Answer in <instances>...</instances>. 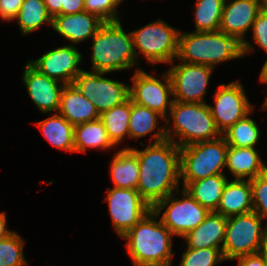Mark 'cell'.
<instances>
[{"label":"cell","instance_id":"1","mask_svg":"<svg viewBox=\"0 0 267 266\" xmlns=\"http://www.w3.org/2000/svg\"><path fill=\"white\" fill-rule=\"evenodd\" d=\"M139 163L137 190L153 207L157 202L180 190V147L171 140L149 143L142 151L131 148Z\"/></svg>","mask_w":267,"mask_h":266},{"label":"cell","instance_id":"2","mask_svg":"<svg viewBox=\"0 0 267 266\" xmlns=\"http://www.w3.org/2000/svg\"><path fill=\"white\" fill-rule=\"evenodd\" d=\"M253 50V46L246 39L227 35L220 30L191 33L180 31L176 59L214 68L217 64L239 59Z\"/></svg>","mask_w":267,"mask_h":266},{"label":"cell","instance_id":"3","mask_svg":"<svg viewBox=\"0 0 267 266\" xmlns=\"http://www.w3.org/2000/svg\"><path fill=\"white\" fill-rule=\"evenodd\" d=\"M151 210L121 238L134 266H172V232Z\"/></svg>","mask_w":267,"mask_h":266},{"label":"cell","instance_id":"4","mask_svg":"<svg viewBox=\"0 0 267 266\" xmlns=\"http://www.w3.org/2000/svg\"><path fill=\"white\" fill-rule=\"evenodd\" d=\"M92 41L91 71L110 73L137 65L132 34L123 30L120 20L104 22Z\"/></svg>","mask_w":267,"mask_h":266},{"label":"cell","instance_id":"5","mask_svg":"<svg viewBox=\"0 0 267 266\" xmlns=\"http://www.w3.org/2000/svg\"><path fill=\"white\" fill-rule=\"evenodd\" d=\"M170 119H172L171 131L173 132L169 127ZM164 122H166L164 124L166 138L179 147L214 140L222 135L216 127L207 103L173 101Z\"/></svg>","mask_w":267,"mask_h":266},{"label":"cell","instance_id":"6","mask_svg":"<svg viewBox=\"0 0 267 266\" xmlns=\"http://www.w3.org/2000/svg\"><path fill=\"white\" fill-rule=\"evenodd\" d=\"M228 144L221 135L209 141L193 143L180 147V178L183 188L191 181L224 174Z\"/></svg>","mask_w":267,"mask_h":266},{"label":"cell","instance_id":"7","mask_svg":"<svg viewBox=\"0 0 267 266\" xmlns=\"http://www.w3.org/2000/svg\"><path fill=\"white\" fill-rule=\"evenodd\" d=\"M131 34L136 58L142 53L151 65L173 64L177 57L180 30L158 19Z\"/></svg>","mask_w":267,"mask_h":266},{"label":"cell","instance_id":"8","mask_svg":"<svg viewBox=\"0 0 267 266\" xmlns=\"http://www.w3.org/2000/svg\"><path fill=\"white\" fill-rule=\"evenodd\" d=\"M262 220L254 211L227 217L222 248L226 261L258 253L267 229V223L266 226H263Z\"/></svg>","mask_w":267,"mask_h":266},{"label":"cell","instance_id":"9","mask_svg":"<svg viewBox=\"0 0 267 266\" xmlns=\"http://www.w3.org/2000/svg\"><path fill=\"white\" fill-rule=\"evenodd\" d=\"M179 192H182L180 200L179 197H174V194H179ZM165 208L160 221L173 235L181 237L203 222L210 212L201 206L184 188L182 191L178 190L157 202L152 210L159 216Z\"/></svg>","mask_w":267,"mask_h":266},{"label":"cell","instance_id":"10","mask_svg":"<svg viewBox=\"0 0 267 266\" xmlns=\"http://www.w3.org/2000/svg\"><path fill=\"white\" fill-rule=\"evenodd\" d=\"M129 86L130 99L135 104L145 106L163 117L165 121L169 115L173 98L172 82L168 72H164L162 80L137 68Z\"/></svg>","mask_w":267,"mask_h":266},{"label":"cell","instance_id":"11","mask_svg":"<svg viewBox=\"0 0 267 266\" xmlns=\"http://www.w3.org/2000/svg\"><path fill=\"white\" fill-rule=\"evenodd\" d=\"M107 73L82 70L73 85L91 100L101 114L130 98L129 85L103 77Z\"/></svg>","mask_w":267,"mask_h":266},{"label":"cell","instance_id":"12","mask_svg":"<svg viewBox=\"0 0 267 266\" xmlns=\"http://www.w3.org/2000/svg\"><path fill=\"white\" fill-rule=\"evenodd\" d=\"M107 190L106 201L113 228L119 237H122L150 212L152 207L136 189L108 187Z\"/></svg>","mask_w":267,"mask_h":266},{"label":"cell","instance_id":"13","mask_svg":"<svg viewBox=\"0 0 267 266\" xmlns=\"http://www.w3.org/2000/svg\"><path fill=\"white\" fill-rule=\"evenodd\" d=\"M248 100L239 80L218 87L214 95L215 106H208L221 134L254 110Z\"/></svg>","mask_w":267,"mask_h":266},{"label":"cell","instance_id":"14","mask_svg":"<svg viewBox=\"0 0 267 266\" xmlns=\"http://www.w3.org/2000/svg\"><path fill=\"white\" fill-rule=\"evenodd\" d=\"M213 67L181 62L167 72L171 78L173 101L206 103L204 95Z\"/></svg>","mask_w":267,"mask_h":266},{"label":"cell","instance_id":"15","mask_svg":"<svg viewBox=\"0 0 267 266\" xmlns=\"http://www.w3.org/2000/svg\"><path fill=\"white\" fill-rule=\"evenodd\" d=\"M82 57L76 46L71 44L50 50L40 58L28 62L40 73L67 85L72 84L82 71L79 68Z\"/></svg>","mask_w":267,"mask_h":266},{"label":"cell","instance_id":"16","mask_svg":"<svg viewBox=\"0 0 267 266\" xmlns=\"http://www.w3.org/2000/svg\"><path fill=\"white\" fill-rule=\"evenodd\" d=\"M22 80L27 94L41 113L58 112L65 84L40 73L29 62L25 66Z\"/></svg>","mask_w":267,"mask_h":266},{"label":"cell","instance_id":"17","mask_svg":"<svg viewBox=\"0 0 267 266\" xmlns=\"http://www.w3.org/2000/svg\"><path fill=\"white\" fill-rule=\"evenodd\" d=\"M261 10L259 0H225L219 30L245 40V35L251 30Z\"/></svg>","mask_w":267,"mask_h":266},{"label":"cell","instance_id":"18","mask_svg":"<svg viewBox=\"0 0 267 266\" xmlns=\"http://www.w3.org/2000/svg\"><path fill=\"white\" fill-rule=\"evenodd\" d=\"M103 23L98 16L82 11L55 16L52 19V28L75 45L74 43L92 38Z\"/></svg>","mask_w":267,"mask_h":266},{"label":"cell","instance_id":"19","mask_svg":"<svg viewBox=\"0 0 267 266\" xmlns=\"http://www.w3.org/2000/svg\"><path fill=\"white\" fill-rule=\"evenodd\" d=\"M226 226L227 217L210 211L203 222L183 236L186 247L190 249L213 248L222 251Z\"/></svg>","mask_w":267,"mask_h":266},{"label":"cell","instance_id":"20","mask_svg":"<svg viewBox=\"0 0 267 266\" xmlns=\"http://www.w3.org/2000/svg\"><path fill=\"white\" fill-rule=\"evenodd\" d=\"M58 113L74 127L100 118V113L91 100L81 94L73 84L63 87Z\"/></svg>","mask_w":267,"mask_h":266},{"label":"cell","instance_id":"21","mask_svg":"<svg viewBox=\"0 0 267 266\" xmlns=\"http://www.w3.org/2000/svg\"><path fill=\"white\" fill-rule=\"evenodd\" d=\"M253 211L250 180L233 179L224 186L219 206L215 212L224 217Z\"/></svg>","mask_w":267,"mask_h":266},{"label":"cell","instance_id":"22","mask_svg":"<svg viewBox=\"0 0 267 266\" xmlns=\"http://www.w3.org/2000/svg\"><path fill=\"white\" fill-rule=\"evenodd\" d=\"M226 166L234 175V179L252 180L257 175L263 174L267 166L261 159L258 151L250 147L228 146Z\"/></svg>","mask_w":267,"mask_h":266},{"label":"cell","instance_id":"23","mask_svg":"<svg viewBox=\"0 0 267 266\" xmlns=\"http://www.w3.org/2000/svg\"><path fill=\"white\" fill-rule=\"evenodd\" d=\"M110 166L114 187L137 190L139 163L136 153L130 147L119 150L112 158Z\"/></svg>","mask_w":267,"mask_h":266},{"label":"cell","instance_id":"24","mask_svg":"<svg viewBox=\"0 0 267 266\" xmlns=\"http://www.w3.org/2000/svg\"><path fill=\"white\" fill-rule=\"evenodd\" d=\"M158 118L163 119L157 112L131 101L129 138H141L157 130L151 134L153 143L166 140L165 126L161 128L157 126Z\"/></svg>","mask_w":267,"mask_h":266},{"label":"cell","instance_id":"25","mask_svg":"<svg viewBox=\"0 0 267 266\" xmlns=\"http://www.w3.org/2000/svg\"><path fill=\"white\" fill-rule=\"evenodd\" d=\"M228 178L225 174L206 177L189 182L184 189L203 207L216 211Z\"/></svg>","mask_w":267,"mask_h":266},{"label":"cell","instance_id":"26","mask_svg":"<svg viewBox=\"0 0 267 266\" xmlns=\"http://www.w3.org/2000/svg\"><path fill=\"white\" fill-rule=\"evenodd\" d=\"M37 127L54 147L71 153L75 152L74 126L60 113L57 112L47 119L38 121Z\"/></svg>","mask_w":267,"mask_h":266},{"label":"cell","instance_id":"27","mask_svg":"<svg viewBox=\"0 0 267 266\" xmlns=\"http://www.w3.org/2000/svg\"><path fill=\"white\" fill-rule=\"evenodd\" d=\"M75 152H86L87 148L108 150L115 147L108 138L102 120L96 119L74 127Z\"/></svg>","mask_w":267,"mask_h":266},{"label":"cell","instance_id":"28","mask_svg":"<svg viewBox=\"0 0 267 266\" xmlns=\"http://www.w3.org/2000/svg\"><path fill=\"white\" fill-rule=\"evenodd\" d=\"M131 113V99L103 111L100 119L104 123L108 138L116 147L125 137H129V120Z\"/></svg>","mask_w":267,"mask_h":266},{"label":"cell","instance_id":"29","mask_svg":"<svg viewBox=\"0 0 267 266\" xmlns=\"http://www.w3.org/2000/svg\"><path fill=\"white\" fill-rule=\"evenodd\" d=\"M22 34L28 35L38 30L43 23L52 27V17L49 15L43 0H24L16 16Z\"/></svg>","mask_w":267,"mask_h":266},{"label":"cell","instance_id":"30","mask_svg":"<svg viewBox=\"0 0 267 266\" xmlns=\"http://www.w3.org/2000/svg\"><path fill=\"white\" fill-rule=\"evenodd\" d=\"M252 112L253 110L222 133L228 146L255 148L260 138V129L249 117Z\"/></svg>","mask_w":267,"mask_h":266},{"label":"cell","instance_id":"31","mask_svg":"<svg viewBox=\"0 0 267 266\" xmlns=\"http://www.w3.org/2000/svg\"><path fill=\"white\" fill-rule=\"evenodd\" d=\"M225 0H197L194 10L195 31H218Z\"/></svg>","mask_w":267,"mask_h":266},{"label":"cell","instance_id":"32","mask_svg":"<svg viewBox=\"0 0 267 266\" xmlns=\"http://www.w3.org/2000/svg\"><path fill=\"white\" fill-rule=\"evenodd\" d=\"M22 237L15 231L0 240V266H25L28 264L23 254Z\"/></svg>","mask_w":267,"mask_h":266},{"label":"cell","instance_id":"33","mask_svg":"<svg viewBox=\"0 0 267 266\" xmlns=\"http://www.w3.org/2000/svg\"><path fill=\"white\" fill-rule=\"evenodd\" d=\"M222 261L225 259L220 249H190L186 247L179 266H215Z\"/></svg>","mask_w":267,"mask_h":266},{"label":"cell","instance_id":"34","mask_svg":"<svg viewBox=\"0 0 267 266\" xmlns=\"http://www.w3.org/2000/svg\"><path fill=\"white\" fill-rule=\"evenodd\" d=\"M252 187L253 211L267 219V170L250 180Z\"/></svg>","mask_w":267,"mask_h":266},{"label":"cell","instance_id":"35","mask_svg":"<svg viewBox=\"0 0 267 266\" xmlns=\"http://www.w3.org/2000/svg\"><path fill=\"white\" fill-rule=\"evenodd\" d=\"M123 0H85V11L98 16L104 22L119 21L117 6Z\"/></svg>","mask_w":267,"mask_h":266},{"label":"cell","instance_id":"36","mask_svg":"<svg viewBox=\"0 0 267 266\" xmlns=\"http://www.w3.org/2000/svg\"><path fill=\"white\" fill-rule=\"evenodd\" d=\"M252 40L267 53V9H262L252 25Z\"/></svg>","mask_w":267,"mask_h":266},{"label":"cell","instance_id":"37","mask_svg":"<svg viewBox=\"0 0 267 266\" xmlns=\"http://www.w3.org/2000/svg\"><path fill=\"white\" fill-rule=\"evenodd\" d=\"M24 0H0V17L4 21H13Z\"/></svg>","mask_w":267,"mask_h":266},{"label":"cell","instance_id":"38","mask_svg":"<svg viewBox=\"0 0 267 266\" xmlns=\"http://www.w3.org/2000/svg\"><path fill=\"white\" fill-rule=\"evenodd\" d=\"M85 0H63L62 14H75L85 11Z\"/></svg>","mask_w":267,"mask_h":266},{"label":"cell","instance_id":"39","mask_svg":"<svg viewBox=\"0 0 267 266\" xmlns=\"http://www.w3.org/2000/svg\"><path fill=\"white\" fill-rule=\"evenodd\" d=\"M234 260H237V266H266L258 253L242 256Z\"/></svg>","mask_w":267,"mask_h":266},{"label":"cell","instance_id":"40","mask_svg":"<svg viewBox=\"0 0 267 266\" xmlns=\"http://www.w3.org/2000/svg\"><path fill=\"white\" fill-rule=\"evenodd\" d=\"M43 2L52 19L57 15H62L63 0H43Z\"/></svg>","mask_w":267,"mask_h":266},{"label":"cell","instance_id":"41","mask_svg":"<svg viewBox=\"0 0 267 266\" xmlns=\"http://www.w3.org/2000/svg\"><path fill=\"white\" fill-rule=\"evenodd\" d=\"M6 221H7L6 213L0 212V240L8 237L11 233L14 232L6 228L7 225Z\"/></svg>","mask_w":267,"mask_h":266},{"label":"cell","instance_id":"42","mask_svg":"<svg viewBox=\"0 0 267 266\" xmlns=\"http://www.w3.org/2000/svg\"><path fill=\"white\" fill-rule=\"evenodd\" d=\"M258 254L262 257L265 265L267 266V229L265 231L264 237L259 247Z\"/></svg>","mask_w":267,"mask_h":266},{"label":"cell","instance_id":"43","mask_svg":"<svg viewBox=\"0 0 267 266\" xmlns=\"http://www.w3.org/2000/svg\"><path fill=\"white\" fill-rule=\"evenodd\" d=\"M259 79H260V82L267 83V59L264 62V65L261 69Z\"/></svg>","mask_w":267,"mask_h":266},{"label":"cell","instance_id":"44","mask_svg":"<svg viewBox=\"0 0 267 266\" xmlns=\"http://www.w3.org/2000/svg\"><path fill=\"white\" fill-rule=\"evenodd\" d=\"M262 9H267V0H259Z\"/></svg>","mask_w":267,"mask_h":266},{"label":"cell","instance_id":"45","mask_svg":"<svg viewBox=\"0 0 267 266\" xmlns=\"http://www.w3.org/2000/svg\"><path fill=\"white\" fill-rule=\"evenodd\" d=\"M261 109H262V110H266V109H267V97H266V99H265V101H264V103H263Z\"/></svg>","mask_w":267,"mask_h":266}]
</instances>
